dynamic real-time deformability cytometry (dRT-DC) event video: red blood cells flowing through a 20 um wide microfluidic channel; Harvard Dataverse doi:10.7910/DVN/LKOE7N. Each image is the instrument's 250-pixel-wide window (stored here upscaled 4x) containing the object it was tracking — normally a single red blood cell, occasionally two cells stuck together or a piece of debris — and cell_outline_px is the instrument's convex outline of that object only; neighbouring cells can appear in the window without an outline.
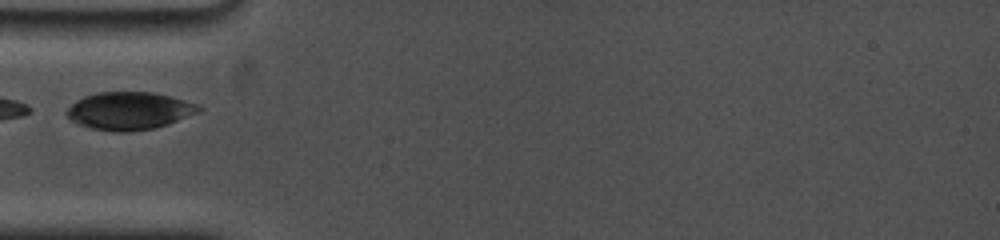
{"species": "common noctule bat (a hibernating species)", "species_latin": "Nyctalus noctula", "temperature_condition": "cold", "stored_images_in_passage": 21, "camera_frame_rate_fps": 5000, "um_per_image_px": 0.085, "animal": {"sex": "female", "body_mass_g": 19.0, "forearm_length_mm": 53.3}, "frame": {"image": 1, "passage_image": 1, "time_ms": 0.0, "image_size_px": [1000, 240], "cell_outline_px": [[204, 108], [200, 112], [168, 124], [156, 128], [128, 132], [116, 132], [92, 128], [80, 124], [72, 120], [64, 112], [76, 100], [84, 96], [96, 92], [152, 92], [184, 100], [196, 104]], "centroid_in_image_um": [11.0, 9.42], "position_along_channel_um": 74.0, "area_um2": 28.96}}
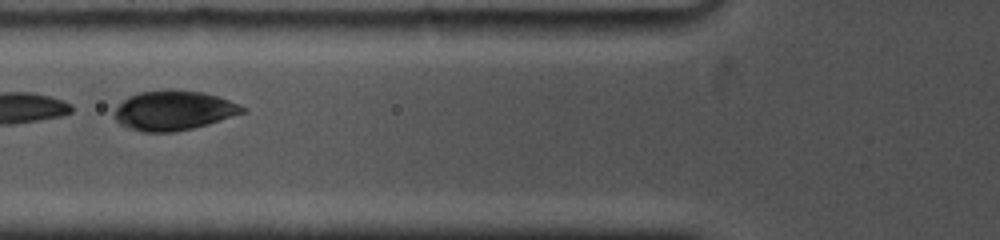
{"frame": {"image": 2, "passage_image": 4, "time_ms": 1.0, "image_size_px": [1000, 240], "cell_outline_px": [[248, 112], [208, 124], [192, 128], [172, 132], [144, 132], [120, 124], [116, 120], [112, 112], [128, 96], [140, 92], [204, 92], [228, 100], [248, 108]], "centroid_in_image_um": [14.79, 9.42], "position_along_channel_um": 111.0, "area_um2": 28.84}}